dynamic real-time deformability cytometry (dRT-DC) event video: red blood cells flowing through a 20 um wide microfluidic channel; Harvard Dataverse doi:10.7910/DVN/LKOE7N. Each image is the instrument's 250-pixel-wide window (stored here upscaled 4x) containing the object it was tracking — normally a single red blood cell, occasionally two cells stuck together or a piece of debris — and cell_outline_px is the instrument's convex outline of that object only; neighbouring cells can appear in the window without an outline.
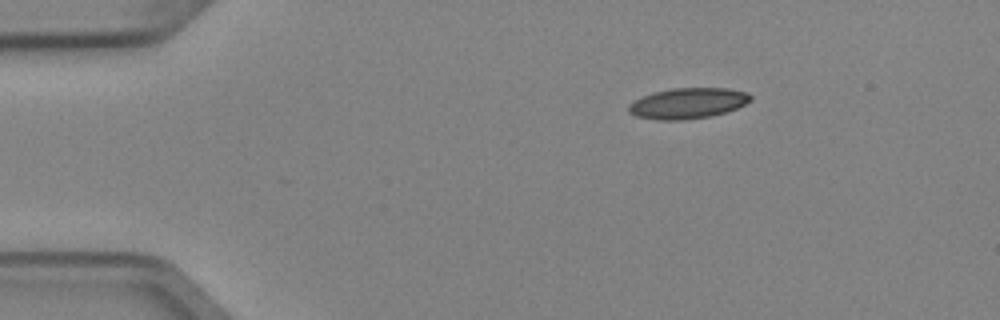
{"species": "Egyptian fruit bat (a non-hibernating species)", "species_latin": "Rousettus aegyptiacus", "temperature_condition": "cold", "stored_images_in_passage": 3, "camera_frame_rate_fps": 3000, "um_per_image_px": 0.085, "animal": {"sex": "female"}, "frame": {"image": 1, "passage_image": 1, "time_ms": 0.0, "image_size_px": [1000, 320], "cell_outline_px": [[752, 100], [736, 108], [712, 116], [684, 120], [656, 120], [636, 116], [628, 112], [628, 104], [644, 96], [656, 92], [672, 88], [728, 88], [748, 92], [752, 96]], "centroid_in_image_um": [58.48, 8.78], "position_along_channel_um": 26.5, "area_um2": 21.79}}
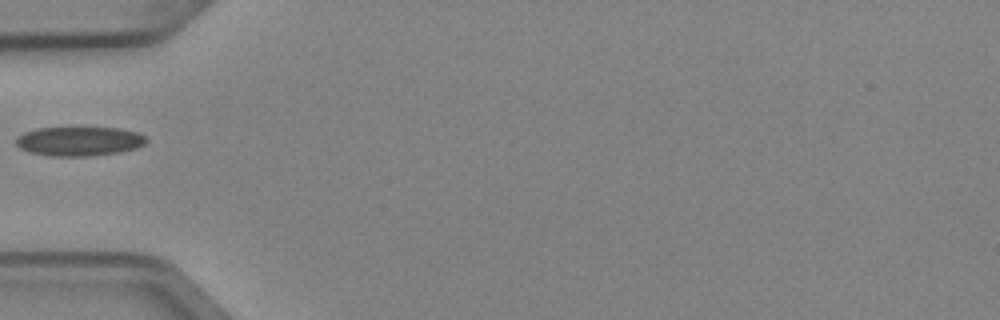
{"frame": {"image": 2, "passage_image": 3, "time_ms": 0.667, "image_size_px": [1000, 320], "cell_outline_px": [[148, 140], [144, 144], [136, 148], [120, 152], [84, 156], [48, 156], [28, 152], [20, 148], [16, 144], [16, 136], [24, 132], [36, 128], [120, 128], [136, 132], [144, 136]], "centroid_in_image_um": [6.69, 12.01], "position_along_channel_um": 78.3, "area_um2": 22.2}}